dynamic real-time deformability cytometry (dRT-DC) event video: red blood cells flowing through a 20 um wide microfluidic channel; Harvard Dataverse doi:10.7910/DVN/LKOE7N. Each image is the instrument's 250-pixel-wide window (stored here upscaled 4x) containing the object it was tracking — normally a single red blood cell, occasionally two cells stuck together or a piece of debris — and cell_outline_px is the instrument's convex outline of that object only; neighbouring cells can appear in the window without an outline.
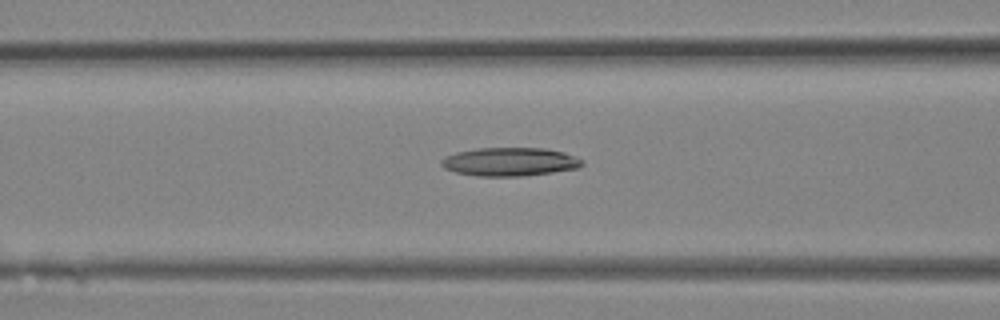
{"species": "Egyptian fruit bat (a non-hibernating species)", "species_latin": "Rousettus aegyptiacus", "temperature_condition": "room temperature", "stored_images_in_passage": 22, "camera_frame_rate_fps": 3000, "um_per_image_px": 0.085, "animal": {"sex": "female"}, "frame": {"image": 1, "passage_image": 4, "time_ms": 1.0, "image_size_px": [1000, 320], "cell_outline_px": [[584, 164], [576, 168], [552, 172], [524, 176], [476, 176], [456, 172], [444, 168], [440, 164], [440, 160], [444, 156], [456, 152], [476, 148], [544, 148], [564, 152], [584, 160]], "centroid_in_image_um": [43.3, 13.75], "position_along_channel_um": 123.3, "area_um2": 23.47}}
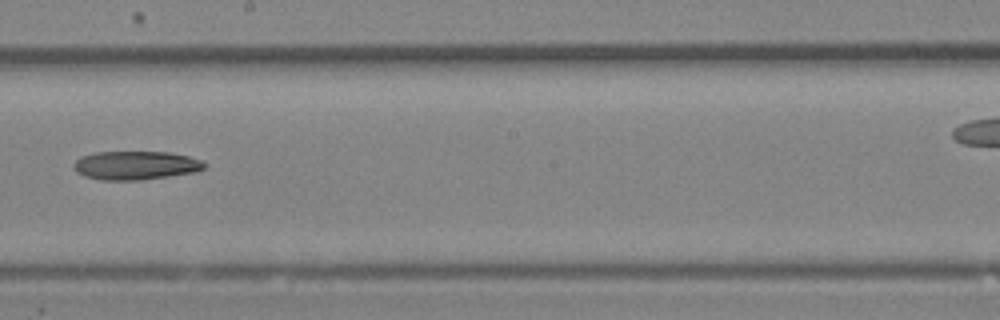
{"frame": {"image": 2, "passage_image": 9, "time_ms": 2.667, "image_size_px": [1000, 320], "cell_outline_px": [[208, 164], [204, 168], [196, 172], [140, 180], [100, 180], [84, 176], [76, 172], [72, 168], [72, 164], [80, 156], [96, 152], [168, 152], [188, 156], [204, 160]], "centroid_in_image_um": [11.52, 14.05], "position_along_channel_um": 236.7, "area_um2": 22.08}}
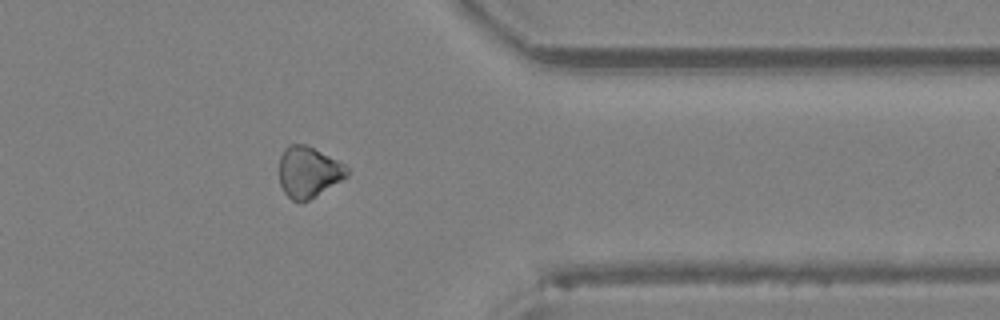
{"frame": {"image": 3, "passage_image": 16, "time_ms": 5.0, "image_size_px": [1000, 320], "cell_outline_px": [[348, 176], [308, 200], [300, 204], [292, 200], [284, 192], [280, 184], [280, 156], [284, 148], [288, 144], [304, 144], [344, 164], [348, 168]], "centroid_in_image_um": [26.19, 14.63], "position_along_channel_um": 385.2, "area_um2": 19.88}}